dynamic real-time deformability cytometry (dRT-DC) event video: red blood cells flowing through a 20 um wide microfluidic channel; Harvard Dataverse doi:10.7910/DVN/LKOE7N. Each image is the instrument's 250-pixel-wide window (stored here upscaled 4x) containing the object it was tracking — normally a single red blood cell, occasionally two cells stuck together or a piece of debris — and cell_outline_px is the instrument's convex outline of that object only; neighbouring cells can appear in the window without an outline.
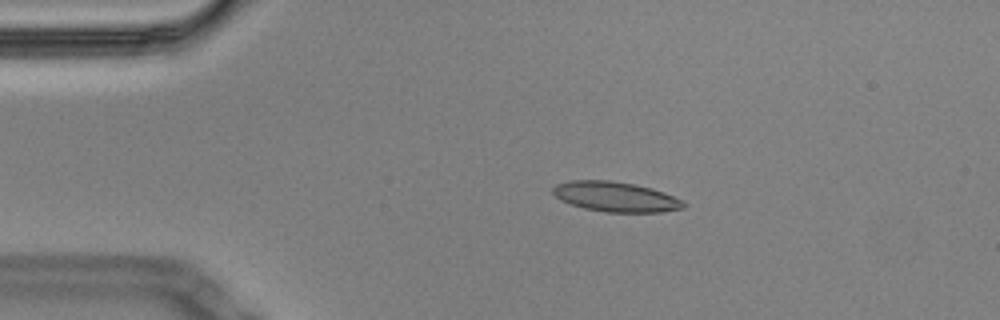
{"species": "Egyptian fruit bat (a non-hibernating species)", "species_latin": "Rousettus aegyptiacus", "temperature_condition": "cold", "stored_images_in_passage": 57, "camera_frame_rate_fps": 3000, "um_per_image_px": 0.085, "animal": {"sex": "male"}, "frame": {"image": 1, "passage_image": 11, "time_ms": 3.333, "image_size_px": [1000, 320], "cell_outline_px": [[684, 208], [660, 212], [604, 212], [584, 208], [560, 200], [552, 192], [552, 188], [556, 184], [572, 180], [608, 180], [636, 184], [652, 188], [664, 192], [684, 200]], "centroid_in_image_um": [52.34, 16.72], "position_along_channel_um": 32.7, "area_um2": 22.89}}
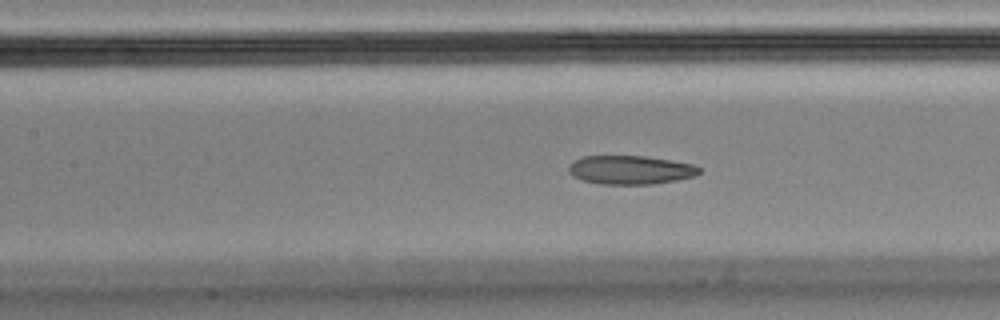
{"frame": {"image": 2, "passage_image": 25, "time_ms": 8.0, "image_size_px": [1000, 320], "cell_outline_px": [[700, 172], [696, 176], [676, 180], [652, 184], [600, 184], [584, 180], [572, 176], [568, 172], [568, 164], [584, 156], [644, 156], [672, 160], [696, 164], [700, 168]], "centroid_in_image_um": [53.61, 14.44], "position_along_channel_um": 153.8, "area_um2": 21.96}}
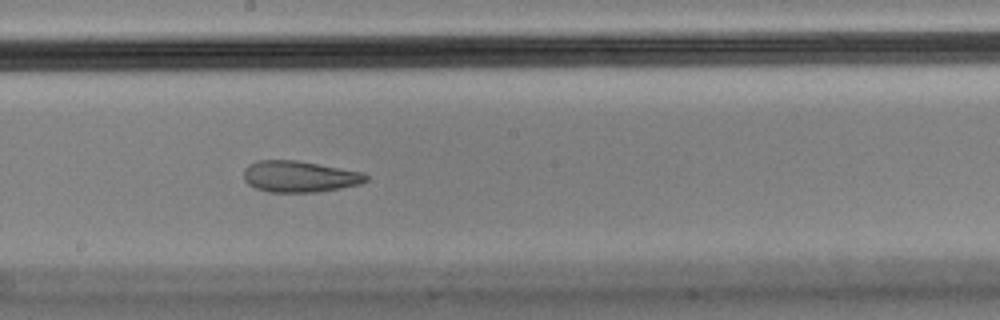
{"frame": {"image": 3, "passage_image": 31, "time_ms": 10.0, "image_size_px": [1000, 320], "cell_outline_px": [[368, 180], [360, 184], [340, 188], [316, 192], [268, 192], [256, 188], [248, 184], [244, 180], [244, 168], [248, 164], [256, 160], [296, 160], [364, 172], [368, 176]], "centroid_in_image_um": [25.44, 15.0], "position_along_channel_um": 222.8, "area_um2": 22.43}, "authors_computed_cell_mechanics": {"area_um2": 23.2934, "velocity_mm_per_s": 3.4602, "shape_relaxation_time_tau1_ms": null, "shape_relaxation_time_tau2_ms": 2.7785, "deformation_change_tau1": null, "deformation_change_tau2": 0.1014}}